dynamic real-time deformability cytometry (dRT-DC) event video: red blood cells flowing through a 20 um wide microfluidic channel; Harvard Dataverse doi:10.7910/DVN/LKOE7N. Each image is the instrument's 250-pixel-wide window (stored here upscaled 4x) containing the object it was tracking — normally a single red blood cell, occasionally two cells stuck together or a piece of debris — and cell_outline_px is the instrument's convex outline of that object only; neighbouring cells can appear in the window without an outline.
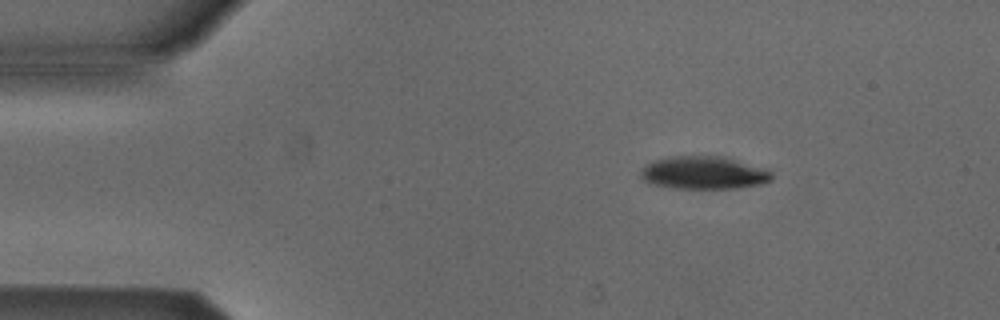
{"species": "Egyptian fruit bat (a non-hibernating species)", "species_latin": "Rousettus aegyptiacus", "temperature_condition": "cold", "stored_images_in_passage": 5, "camera_frame_rate_fps": 3000, "um_per_image_px": 0.085, "animal": {"sex": "male"}, "frame": {"image": 1, "passage_image": 3, "time_ms": 0.667, "image_size_px": [1000, 320], "cell_outline_px": [[772, 180], [760, 184], [736, 188], [672, 188], [648, 184], [640, 176], [640, 172], [652, 160], [668, 156], [724, 156], [768, 168], [772, 172]], "centroid_in_image_um": [59.83, 14.68], "position_along_channel_um": 25.2, "area_um2": 25.43}}